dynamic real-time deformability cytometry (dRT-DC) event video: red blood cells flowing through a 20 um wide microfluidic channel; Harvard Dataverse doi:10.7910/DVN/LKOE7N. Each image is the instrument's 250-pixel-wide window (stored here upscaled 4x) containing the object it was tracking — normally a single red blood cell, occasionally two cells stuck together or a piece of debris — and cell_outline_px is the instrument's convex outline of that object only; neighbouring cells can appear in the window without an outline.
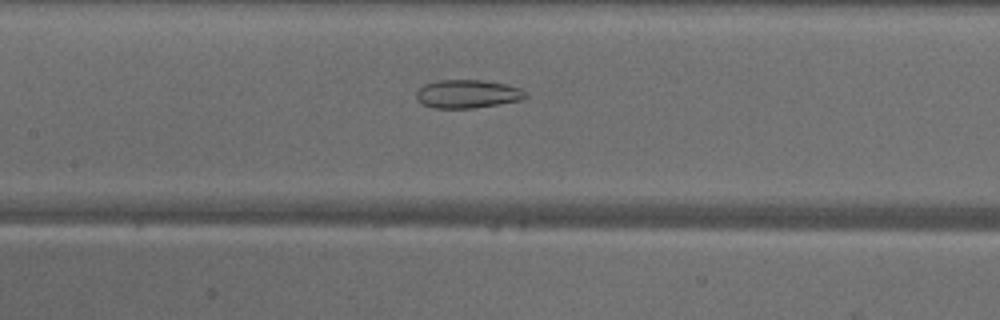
{"species": "common noctule bat (a hibernating species)", "species_latin": "Nyctalus noctula", "temperature_condition": "warm", "stored_images_in_passage": 47, "camera_frame_rate_fps": 3000, "um_per_image_px": 0.085, "animal": {"sex": "male", "body_mass_g": 18.8}, "frame": {"image": 1, "passage_image": 21, "time_ms": 6.667, "image_size_px": [1000, 320], "cell_outline_px": [[528, 96], [520, 100], [472, 108], [432, 108], [420, 104], [416, 100], [416, 92], [424, 84], [436, 80], [480, 80], [508, 84], [520, 88], [528, 92]], "centroid_in_image_um": [39.71, 7.98], "position_along_channel_um": 167.7, "area_um2": 18.21}}
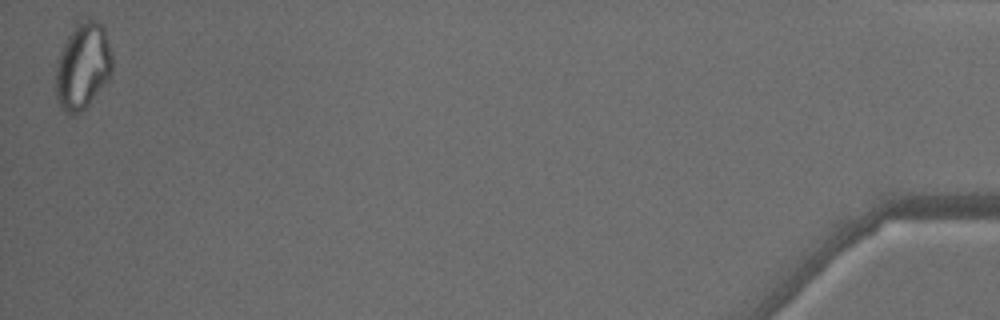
{"frame": {"image": 2, "passage_image": 47, "time_ms": 15.333, "image_size_px": [1000, 320], "cell_outline_px": [[112, 72], [104, 84], [88, 104], [80, 112], [72, 116], [68, 116], [60, 108], [56, 100], [56, 60], [68, 36], [80, 24], [88, 20], [96, 20], [104, 24], [112, 56]], "centroid_in_image_um": [7.03, 5.67], "position_along_channel_um": 428.2, "area_um2": 28.26}, "authors_computed_cell_mechanics": {"area_um2": 23.987, "velocity_mm_per_s": 4.1498, "shape_relaxation_time_tau1_ms": null, "shape_relaxation_time_tau2_ms": 2.4901, "deformation_change_tau1": null, "deformation_change_tau2": 0.0855}}